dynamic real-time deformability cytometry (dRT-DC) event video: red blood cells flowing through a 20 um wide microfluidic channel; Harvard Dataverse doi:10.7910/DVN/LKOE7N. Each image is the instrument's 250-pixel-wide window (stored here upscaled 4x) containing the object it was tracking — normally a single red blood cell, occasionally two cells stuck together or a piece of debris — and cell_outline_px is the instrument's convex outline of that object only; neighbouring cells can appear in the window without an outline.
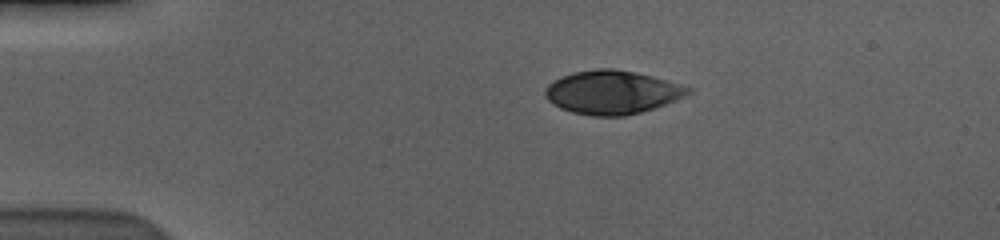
{"species": "human", "species_latin": "Homo sapiens", "temperature_condition": "cold", "stored_images_in_passage": 47, "camera_frame_rate_fps": 3000, "um_per_image_px": 0.085, "donor": {"sex": "male"}, "frame": {"image": 1, "passage_image": 1, "time_ms": 0.0, "image_size_px": [1000, 240], "cell_outline_px": [[692, 92], [676, 100], [640, 112], [624, 116], [592, 116], [572, 112], [560, 108], [548, 100], [544, 96], [544, 88], [548, 84], [560, 76], [576, 72], [596, 68], [612, 68], [636, 72], [652, 76], [680, 84], [692, 88]], "centroid_in_image_um": [52.0, 7.84], "position_along_channel_um": 33.0, "area_um2": 36.24}}
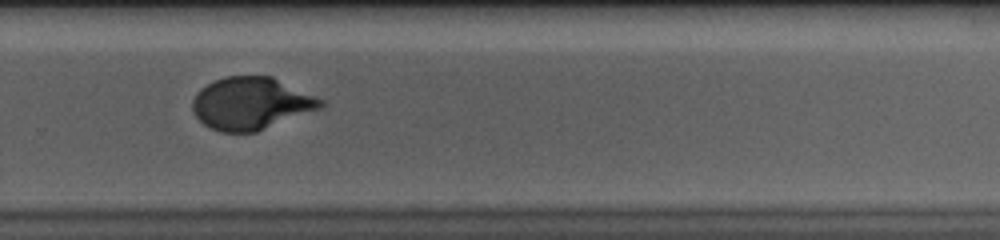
{"frame": {"image": 2, "passage_image": 29, "time_ms": 9.333, "image_size_px": [1000, 240], "cell_outline_px": [[324, 104], [320, 108], [256, 132], [220, 132], [204, 124], [196, 116], [192, 108], [192, 100], [196, 92], [200, 88], [216, 80], [228, 76], [272, 76], [324, 100]], "centroid_in_image_um": [21.32, 8.79], "position_along_channel_um": 308.5, "area_um2": 38.78}}
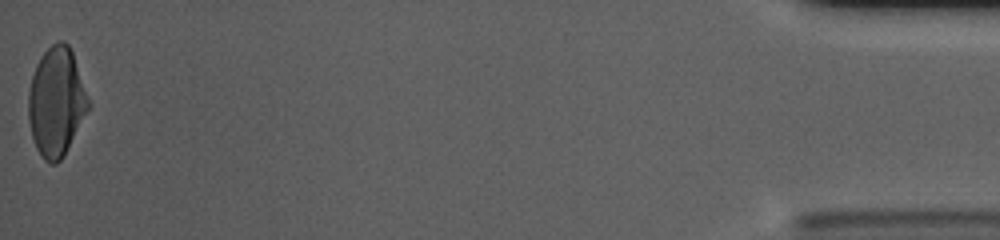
{"frame": {"image": 3, "passage_image": 47, "time_ms": 15.333, "image_size_px": [1000, 240], "cell_outline_px": [[92, 104], [64, 156], [56, 164], [52, 164], [44, 160], [36, 148], [32, 136], [28, 120], [28, 92], [32, 76], [36, 64], [40, 56], [52, 44], [60, 40], [64, 40], [68, 44], [72, 52]], "centroid_in_image_um": [4.8, 8.66], "position_along_channel_um": 430.4, "area_um2": 38.38}, "authors_computed_cell_mechanics": {"area_um2": 38.4948, "velocity_mm_per_s": 3.5629, "shape_relaxation_time_tau1_ms": 4.5389, "shape_relaxation_time_tau2_ms": null, "deformation_change_tau1": 0.1785, "deformation_change_tau2": null}}